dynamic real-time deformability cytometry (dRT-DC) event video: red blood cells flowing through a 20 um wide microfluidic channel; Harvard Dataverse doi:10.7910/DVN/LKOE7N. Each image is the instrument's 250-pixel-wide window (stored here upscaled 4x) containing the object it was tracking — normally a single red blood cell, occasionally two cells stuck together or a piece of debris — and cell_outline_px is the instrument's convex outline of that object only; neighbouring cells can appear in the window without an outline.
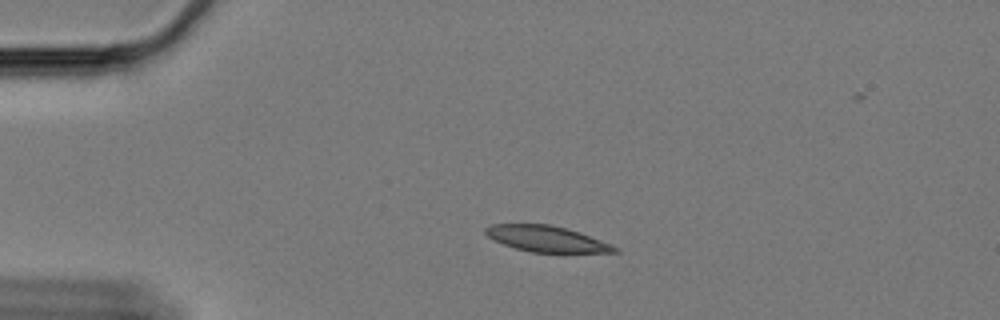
{"species": "Egyptian fruit bat (a non-hibernating species)", "species_latin": "Rousettus aegyptiacus", "temperature_condition": "cold", "stored_images_in_passage": 7, "camera_frame_rate_fps": 3000, "um_per_image_px": 0.085, "animal": {"sex": "female"}, "frame": {"image": 1, "passage_image": 1, "time_ms": 0.0, "image_size_px": [1000, 320], "cell_outline_px": [[620, 252], [532, 252], [516, 248], [504, 244], [488, 236], [484, 232], [484, 228], [492, 224], [548, 224], [568, 228], [580, 232], [612, 244], [620, 248]], "centroid_in_image_um": [46.5, 20.29], "position_along_channel_um": 38.5, "area_um2": 19.42}}
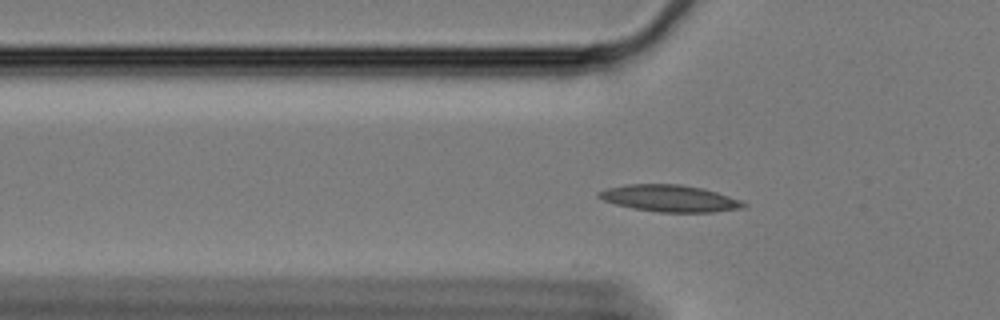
{"frame": {"image": 2, "passage_image": 7, "time_ms": 2.0, "image_size_px": [1000, 320], "cell_outline_px": [[748, 204], [744, 208], [712, 212], [656, 212], [632, 208], [616, 204], [604, 200], [596, 196], [596, 192], [608, 188], [628, 184], [680, 184], [704, 188], [740, 200]], "centroid_in_image_um": [56.92, 16.86], "position_along_channel_um": 68.9, "area_um2": 22.6}}